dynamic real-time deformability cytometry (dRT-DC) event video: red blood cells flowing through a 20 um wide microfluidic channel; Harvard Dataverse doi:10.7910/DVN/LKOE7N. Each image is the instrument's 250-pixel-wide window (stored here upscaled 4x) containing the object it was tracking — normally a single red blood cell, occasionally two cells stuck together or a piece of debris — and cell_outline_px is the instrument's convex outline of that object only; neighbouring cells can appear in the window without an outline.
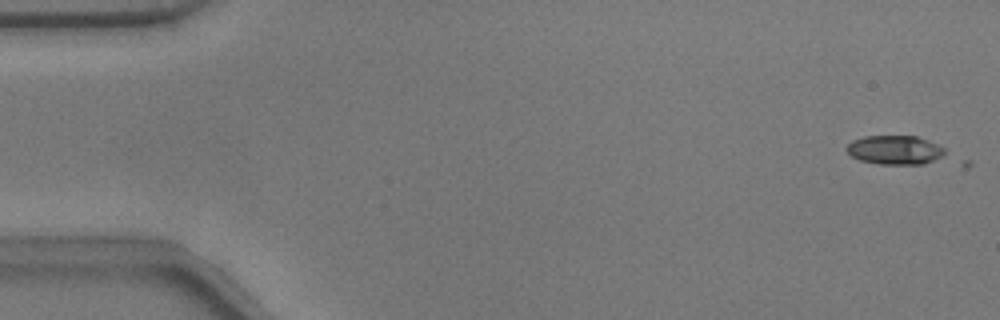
{"species": "common noctule bat (a hibernating species)", "species_latin": "Nyctalus noctula", "temperature_condition": "warm", "stored_images_in_passage": 5, "camera_frame_rate_fps": 3000, "um_per_image_px": 0.085, "animal": {"sex": "male", "body_mass_g": 17.9}, "frame": {"image": 1, "passage_image": 2, "time_ms": 0.333, "image_size_px": [1000, 320], "cell_outline_px": [[944, 152], [940, 156], [924, 164], [880, 164], [860, 160], [852, 156], [848, 152], [848, 144], [852, 140], [864, 136], [916, 136], [928, 140], [944, 148]], "centroid_in_image_um": [76.04, 12.74], "position_along_channel_um": 9.0, "area_um2": 16.3}}